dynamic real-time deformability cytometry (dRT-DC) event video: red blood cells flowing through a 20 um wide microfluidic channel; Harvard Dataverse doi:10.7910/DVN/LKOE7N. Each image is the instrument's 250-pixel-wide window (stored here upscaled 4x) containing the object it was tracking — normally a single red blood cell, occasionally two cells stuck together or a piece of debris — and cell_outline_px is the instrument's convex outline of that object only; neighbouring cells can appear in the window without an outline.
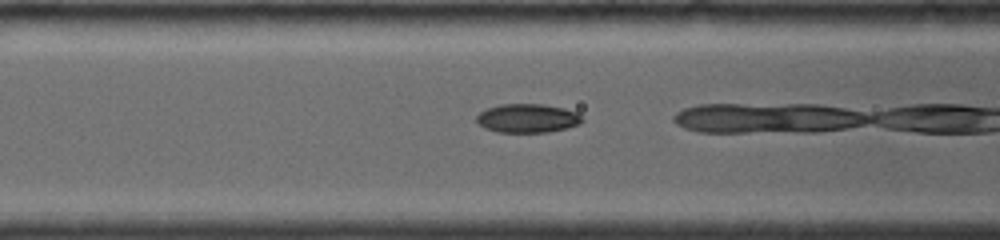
{"species": "common noctule bat (a hibernating species)", "species_latin": "Nyctalus noctula", "temperature_condition": "room temperature", "stored_images_in_passage": 20, "camera_frame_rate_fps": 4000, "um_per_image_px": 0.085, "animal": {"sex": "female", "body_mass_g": 19.0, "forearm_length_mm": 56.7}, "frame": {"image": 1, "passage_image": 9, "time_ms": 1.25, "image_size_px": [1000, 240], "cell_outline_px": [[584, 120], [580, 124], [568, 128], [548, 132], [496, 132], [484, 128], [476, 120], [476, 116], [480, 112], [488, 108], [500, 104], [544, 104], [564, 108], [576, 112]], "centroid_in_image_um": [44.85, 10.05], "position_along_channel_um": 121.8, "area_um2": 17.8}}
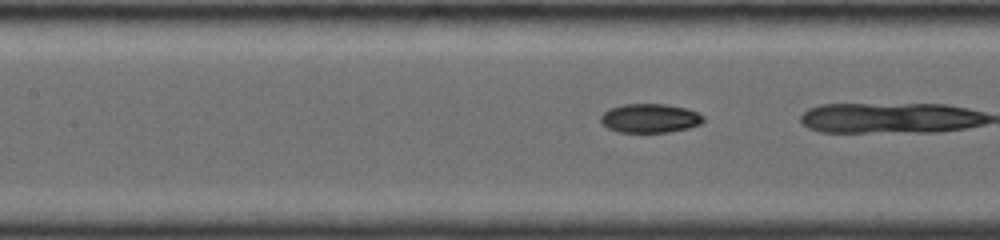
{"frame": {"image": 2, "passage_image": 14, "time_ms": 2.0, "image_size_px": [1000, 240], "cell_outline_px": [[704, 120], [700, 124], [688, 128], [668, 132], [620, 132], [608, 128], [600, 120], [600, 116], [608, 108], [624, 104], [668, 104], [688, 108], [704, 116]], "centroid_in_image_um": [55.25, 10.04], "position_along_channel_um": 152.1, "area_um2": 17.4}}